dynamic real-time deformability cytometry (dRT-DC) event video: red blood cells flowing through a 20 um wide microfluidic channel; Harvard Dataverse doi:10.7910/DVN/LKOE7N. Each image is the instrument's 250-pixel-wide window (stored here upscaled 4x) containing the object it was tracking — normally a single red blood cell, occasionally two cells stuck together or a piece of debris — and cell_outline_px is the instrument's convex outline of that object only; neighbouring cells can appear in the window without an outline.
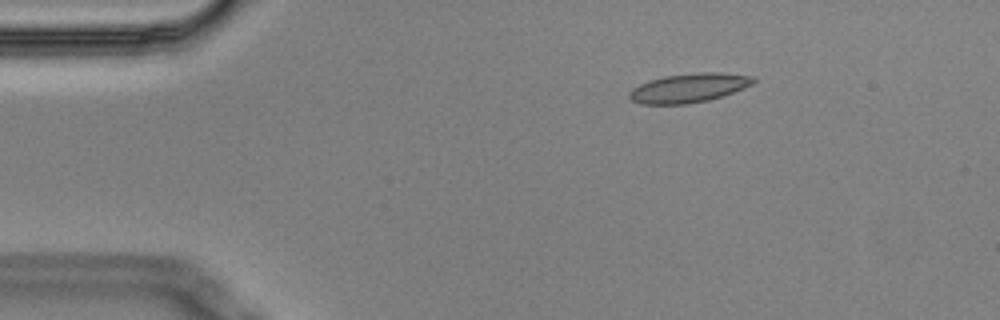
{"species": "Egyptian fruit bat (a non-hibernating species)", "species_latin": "Rousettus aegyptiacus", "temperature_condition": "cold", "stored_images_in_passage": 4, "camera_frame_rate_fps": 3000, "um_per_image_px": 0.085, "animal": {"sex": "male"}, "frame": {"image": 1, "passage_image": 2, "time_ms": 0.333, "image_size_px": [1000, 320], "cell_outline_px": [[756, 80], [752, 84], [744, 88], [708, 100], [688, 104], [640, 104], [632, 100], [628, 96], [628, 92], [632, 88], [648, 80], [664, 76], [700, 72], [720, 72], [752, 76]], "centroid_in_image_um": [58.52, 7.47], "position_along_channel_um": 26.5, "area_um2": 20.98}}